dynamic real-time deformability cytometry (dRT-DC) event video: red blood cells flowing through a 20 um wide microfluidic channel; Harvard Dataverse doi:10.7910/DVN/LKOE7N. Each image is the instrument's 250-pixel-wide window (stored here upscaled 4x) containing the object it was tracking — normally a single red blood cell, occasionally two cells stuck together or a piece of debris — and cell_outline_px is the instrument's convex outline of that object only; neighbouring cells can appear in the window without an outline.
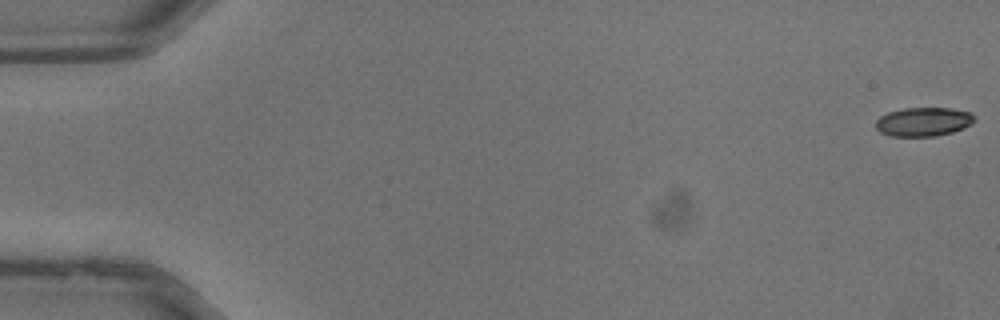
{"species": "common noctule bat (a hibernating species)", "species_latin": "Nyctalus noctula", "temperature_condition": "warm", "stored_images_in_passage": 38, "camera_frame_rate_fps": 3000, "um_per_image_px": 0.085, "animal": {"sex": "male", "body_mass_g": 13.3}, "frame": {"image": 1, "passage_image": 1, "time_ms": 0.0, "image_size_px": [1000, 320], "cell_outline_px": [[972, 124], [964, 128], [952, 132], [936, 136], [892, 136], [880, 132], [876, 128], [876, 120], [880, 116], [888, 112], [904, 108], [948, 108], [972, 112]], "centroid_in_image_um": [78.47, 10.35], "position_along_channel_um": 6.5, "area_um2": 16.53}}
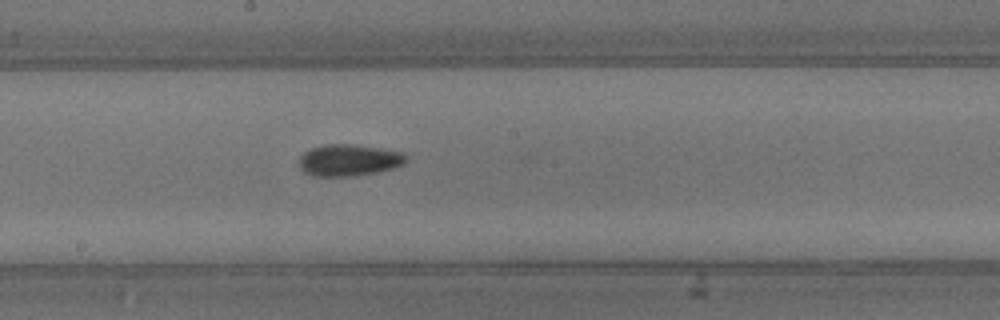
{"frame": {"image": 2, "passage_image": 21, "time_ms": 6.667, "image_size_px": [1000, 320], "cell_outline_px": [[408, 160], [404, 164], [392, 168], [352, 176], [312, 176], [304, 172], [300, 168], [300, 156], [304, 152], [312, 148], [324, 144], [352, 144], [380, 148], [404, 152]], "centroid_in_image_um": [29.65, 13.6], "position_along_channel_um": 218.5, "area_um2": 19.65}}
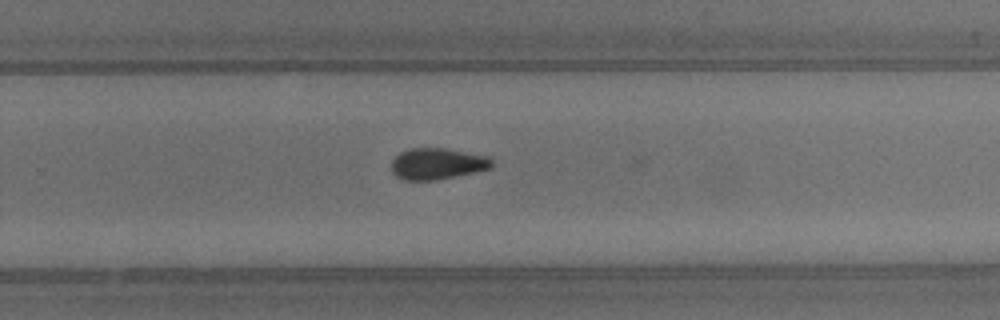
{"frame": {"image": 3, "passage_image": 25, "time_ms": 8.0, "image_size_px": [1000, 320], "cell_outline_px": [[492, 168], [476, 172], [436, 180], [404, 180], [396, 176], [392, 172], [392, 160], [400, 152], [408, 148], [444, 148], [492, 156]], "centroid_in_image_um": [37.2, 13.91], "position_along_channel_um": 292.6, "area_um2": 18.55}}